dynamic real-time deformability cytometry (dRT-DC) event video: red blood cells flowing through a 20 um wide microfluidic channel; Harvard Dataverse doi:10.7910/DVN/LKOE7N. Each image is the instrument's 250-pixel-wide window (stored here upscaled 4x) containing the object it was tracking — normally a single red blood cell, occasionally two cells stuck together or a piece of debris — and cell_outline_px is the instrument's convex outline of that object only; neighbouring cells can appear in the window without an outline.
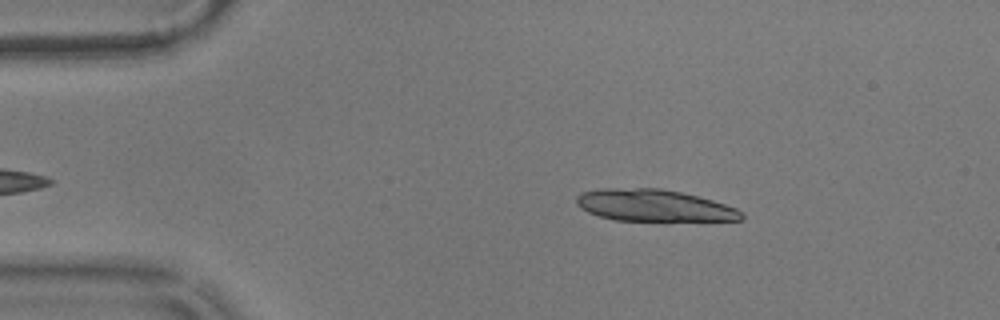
{"species": "common noctule bat (a hibernating species)", "species_latin": "Nyctalus noctula", "temperature_condition": "warm", "stored_images_in_passage": 20, "camera_frame_rate_fps": 3000, "um_per_image_px": 0.085, "animal": {"sex": "male", "body_mass_g": 17.9}, "frame": {"image": 1, "passage_image": 5, "time_ms": 1.333, "image_size_px": [1000, 320], "cell_outline_px": [[744, 220], [616, 220], [600, 216], [588, 212], [580, 208], [576, 204], [576, 196], [580, 192], [604, 188], [660, 188], [680, 192], [712, 200], [736, 208], [744, 212]], "centroid_in_image_um": [55.56, 17.46], "position_along_channel_um": 29.4, "area_um2": 30.4}}